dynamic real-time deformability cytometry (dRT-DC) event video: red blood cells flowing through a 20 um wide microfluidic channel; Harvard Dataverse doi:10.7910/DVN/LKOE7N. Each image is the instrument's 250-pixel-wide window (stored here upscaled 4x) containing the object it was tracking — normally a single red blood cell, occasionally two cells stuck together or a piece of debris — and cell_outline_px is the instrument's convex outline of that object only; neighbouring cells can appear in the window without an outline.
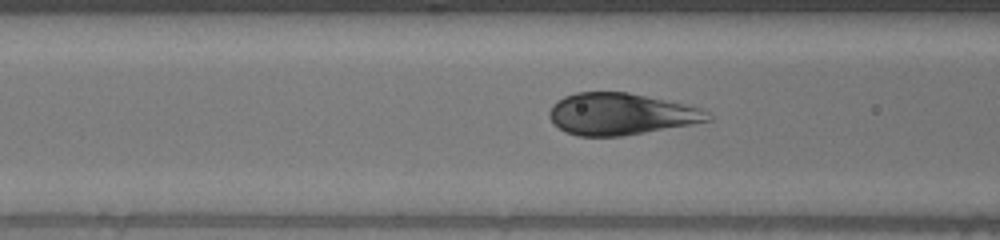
{"species": "human", "species_latin": "Homo sapiens", "temperature_condition": "warm", "stored_images_in_passage": 49, "camera_frame_rate_fps": 3000, "um_per_image_px": 0.085, "donor": {"sex": "male"}, "frame": {"image": 1, "passage_image": 15, "time_ms": 4.667, "image_size_px": [1000, 240], "cell_outline_px": [[712, 120], [692, 124], [624, 136], [576, 136], [564, 132], [548, 116], [548, 112], [552, 104], [556, 100], [564, 96], [576, 92], [628, 92], [684, 104], [700, 108], [708, 112], [712, 116]], "centroid_in_image_um": [52.74, 9.69], "position_along_channel_um": 113.9, "area_um2": 38.61}}
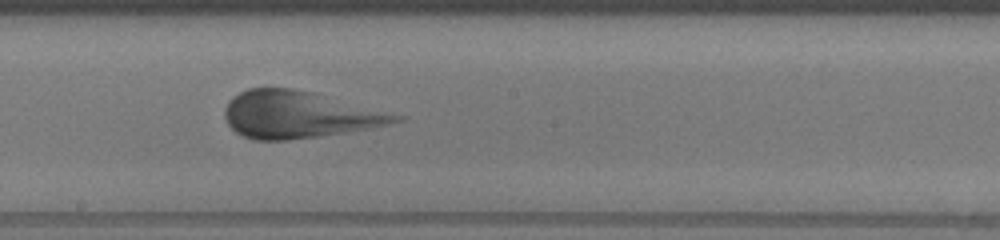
{"frame": {"image": 2, "passage_image": 24, "time_ms": 7.667, "image_size_px": [1000, 240], "cell_outline_px": [[408, 116], [404, 120], [372, 128], [288, 140], [252, 140], [236, 132], [228, 124], [224, 116], [224, 108], [228, 100], [232, 96], [248, 88], [292, 88], [312, 92]], "centroid_in_image_um": [25.41, 9.74], "position_along_channel_um": 222.8, "area_um2": 46.82}}
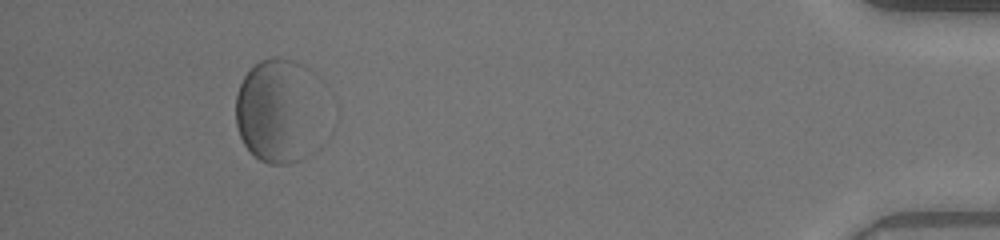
{"frame": {"image": 3, "passage_image": 45, "time_ms": 14.667, "image_size_px": [1000, 240], "cell_outline_px": [[304, 156], [300, 160], [288, 164], [268, 164], [260, 160], [244, 144], [240, 136], [236, 124], [236, 92], [244, 76], [260, 60], [272, 56], [276, 56], [292, 60], [300, 64], [304, 68]], "centroid_in_image_um": [23.18, 9.4], "position_along_channel_um": 412.0, "area_um2": 45.49}}